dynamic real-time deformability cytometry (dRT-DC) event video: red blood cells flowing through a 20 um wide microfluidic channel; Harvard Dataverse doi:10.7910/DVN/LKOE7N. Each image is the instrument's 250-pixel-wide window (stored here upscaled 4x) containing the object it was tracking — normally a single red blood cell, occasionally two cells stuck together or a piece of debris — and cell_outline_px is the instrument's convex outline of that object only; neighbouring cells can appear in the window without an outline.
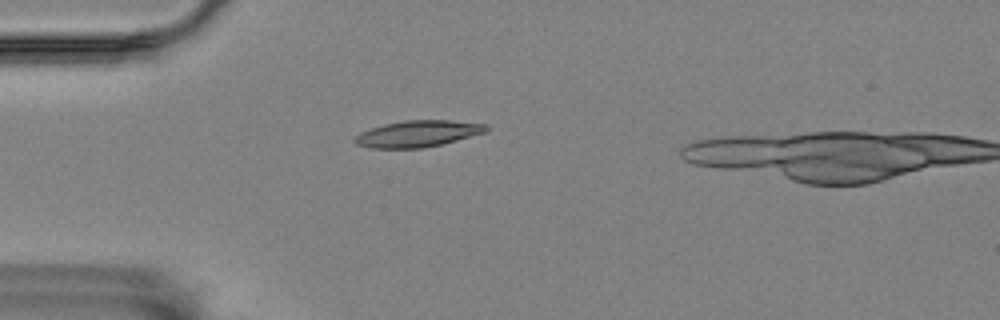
{"species": "Egyptian fruit bat (a non-hibernating species)", "species_latin": "Rousettus aegyptiacus", "temperature_condition": "room temperature", "stored_images_in_passage": 18, "camera_frame_rate_fps": 3000, "um_per_image_px": 0.085, "animal": {"sex": "female"}, "frame": {"image": 1, "passage_image": 16, "time_ms": 5.0, "image_size_px": [1000, 320], "cell_outline_px": [[488, 132], [424, 148], [372, 148], [356, 144], [352, 140], [360, 132], [384, 124], [404, 120], [448, 120], [488, 124]], "centroid_in_image_um": [35.52, 11.36], "position_along_channel_um": 49.5, "area_um2": 20.23}}